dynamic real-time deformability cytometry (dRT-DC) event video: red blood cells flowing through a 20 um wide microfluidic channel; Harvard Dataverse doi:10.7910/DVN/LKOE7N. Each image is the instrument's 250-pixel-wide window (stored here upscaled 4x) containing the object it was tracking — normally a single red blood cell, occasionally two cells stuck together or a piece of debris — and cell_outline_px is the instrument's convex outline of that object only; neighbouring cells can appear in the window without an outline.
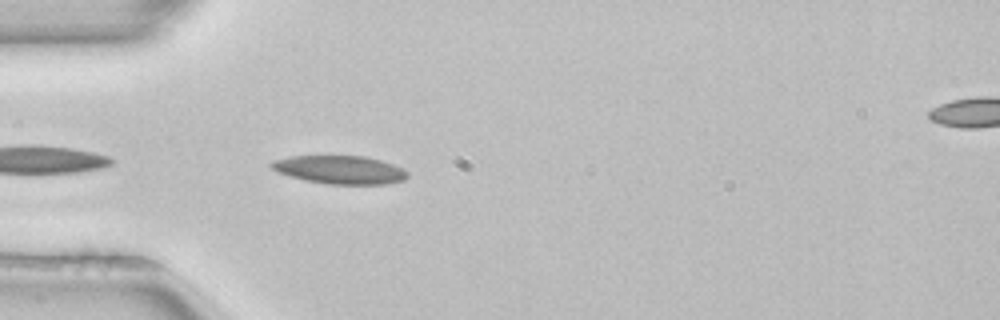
{"species": "common noctule bat (a hibernating species)", "species_latin": "Nyctalus noctula", "temperature_condition": "room temperature", "stored_images_in_passage": 6, "camera_frame_rate_fps": 3000, "um_per_image_px": 0.085, "animal": {"sex": "female", "body_mass_g": 22.7, "forearm_length_mm": 54.2}, "frame": {"image": 1, "passage_image": 2, "time_ms": 0.333, "image_size_px": [1000, 320], "cell_outline_px": [[408, 176], [404, 180], [388, 184], [328, 184], [308, 180], [292, 176], [280, 172], [272, 168], [268, 164], [272, 160], [288, 156], [364, 156], [380, 160], [392, 164], [408, 172]], "centroid_in_image_um": [28.9, 14.42], "position_along_channel_um": 56.1, "area_um2": 22.2}}